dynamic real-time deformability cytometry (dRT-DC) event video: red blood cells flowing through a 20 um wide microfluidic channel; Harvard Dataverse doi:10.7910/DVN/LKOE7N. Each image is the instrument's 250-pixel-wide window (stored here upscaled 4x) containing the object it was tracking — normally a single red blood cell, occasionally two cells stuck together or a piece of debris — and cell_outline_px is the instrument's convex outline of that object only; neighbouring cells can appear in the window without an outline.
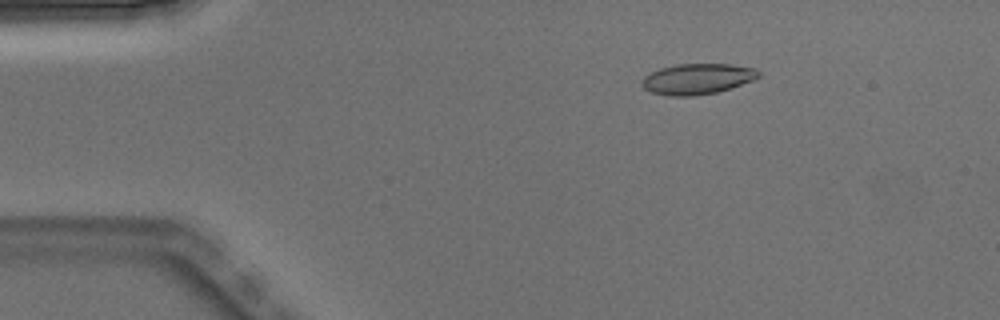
{"species": "Egyptian fruit bat (a non-hibernating species)", "species_latin": "Rousettus aegyptiacus", "temperature_condition": "warm", "stored_images_in_passage": 2, "camera_frame_rate_fps": 3000, "um_per_image_px": 0.085, "animal": {"sex": "male"}, "frame": {"image": 1, "passage_image": 1, "time_ms": 0.0, "image_size_px": [1000, 320], "cell_outline_px": [[760, 76], [752, 80], [716, 92], [696, 96], [668, 96], [652, 92], [644, 88], [640, 84], [644, 76], [660, 68], [676, 64], [732, 64], [756, 68], [760, 72]], "centroid_in_image_um": [59.25, 6.7], "position_along_channel_um": 25.7, "area_um2": 20.81}}